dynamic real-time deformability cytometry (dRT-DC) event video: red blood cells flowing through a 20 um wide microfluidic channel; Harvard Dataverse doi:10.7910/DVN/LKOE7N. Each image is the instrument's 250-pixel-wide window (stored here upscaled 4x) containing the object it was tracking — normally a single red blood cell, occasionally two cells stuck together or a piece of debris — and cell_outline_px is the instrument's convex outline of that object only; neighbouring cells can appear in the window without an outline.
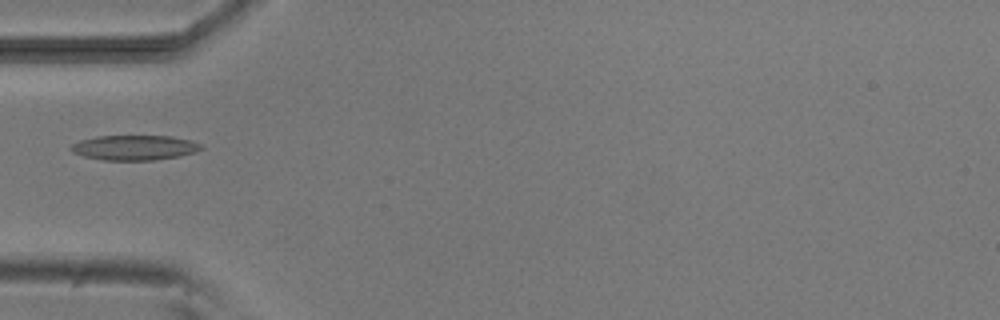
{"species": "common noctule bat (a hibernating species)", "species_latin": "Nyctalus noctula", "temperature_condition": "room temperature", "stored_images_in_passage": 4, "camera_frame_rate_fps": 3000, "um_per_image_px": 0.085, "animal": {"sex": "male", "body_mass_g": 20.5, "forearm_length_mm": 52.5}, "frame": {"image": 1, "passage_image": 4, "time_ms": 3.333, "image_size_px": [1000, 320], "cell_outline_px": [[204, 148], [196, 152], [180, 156], [152, 160], [104, 160], [84, 156], [72, 152], [68, 148], [72, 144], [80, 140], [96, 136], [172, 136], [192, 140], [200, 144]], "centroid_in_image_um": [11.44, 12.54], "position_along_channel_um": 73.6, "area_um2": 19.02}}